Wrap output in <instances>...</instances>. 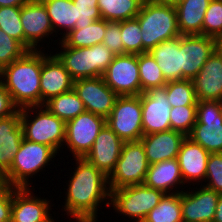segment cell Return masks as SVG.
Returning <instances> with one entry per match:
<instances>
[{"label": "cell", "mask_w": 222, "mask_h": 222, "mask_svg": "<svg viewBox=\"0 0 222 222\" xmlns=\"http://www.w3.org/2000/svg\"><path fill=\"white\" fill-rule=\"evenodd\" d=\"M220 194L204 186L181 192L183 222H213Z\"/></svg>", "instance_id": "cell-18"}, {"label": "cell", "mask_w": 222, "mask_h": 222, "mask_svg": "<svg viewBox=\"0 0 222 222\" xmlns=\"http://www.w3.org/2000/svg\"><path fill=\"white\" fill-rule=\"evenodd\" d=\"M23 139L20 110L0 118V172L4 176L10 169Z\"/></svg>", "instance_id": "cell-24"}, {"label": "cell", "mask_w": 222, "mask_h": 222, "mask_svg": "<svg viewBox=\"0 0 222 222\" xmlns=\"http://www.w3.org/2000/svg\"><path fill=\"white\" fill-rule=\"evenodd\" d=\"M215 51V38L204 35H181L182 80H192Z\"/></svg>", "instance_id": "cell-16"}, {"label": "cell", "mask_w": 222, "mask_h": 222, "mask_svg": "<svg viewBox=\"0 0 222 222\" xmlns=\"http://www.w3.org/2000/svg\"><path fill=\"white\" fill-rule=\"evenodd\" d=\"M197 122V106L171 107L170 129L188 136Z\"/></svg>", "instance_id": "cell-37"}, {"label": "cell", "mask_w": 222, "mask_h": 222, "mask_svg": "<svg viewBox=\"0 0 222 222\" xmlns=\"http://www.w3.org/2000/svg\"><path fill=\"white\" fill-rule=\"evenodd\" d=\"M164 193L145 184H137L112 190L110 205L118 214L143 222L147 214L159 204Z\"/></svg>", "instance_id": "cell-7"}, {"label": "cell", "mask_w": 222, "mask_h": 222, "mask_svg": "<svg viewBox=\"0 0 222 222\" xmlns=\"http://www.w3.org/2000/svg\"><path fill=\"white\" fill-rule=\"evenodd\" d=\"M76 7L75 28H84L94 21L102 19L98 0H72Z\"/></svg>", "instance_id": "cell-40"}, {"label": "cell", "mask_w": 222, "mask_h": 222, "mask_svg": "<svg viewBox=\"0 0 222 222\" xmlns=\"http://www.w3.org/2000/svg\"><path fill=\"white\" fill-rule=\"evenodd\" d=\"M144 0H98L102 19L121 22L136 18Z\"/></svg>", "instance_id": "cell-31"}, {"label": "cell", "mask_w": 222, "mask_h": 222, "mask_svg": "<svg viewBox=\"0 0 222 222\" xmlns=\"http://www.w3.org/2000/svg\"><path fill=\"white\" fill-rule=\"evenodd\" d=\"M213 222H222V194H220Z\"/></svg>", "instance_id": "cell-46"}, {"label": "cell", "mask_w": 222, "mask_h": 222, "mask_svg": "<svg viewBox=\"0 0 222 222\" xmlns=\"http://www.w3.org/2000/svg\"><path fill=\"white\" fill-rule=\"evenodd\" d=\"M139 96L142 105L143 135L169 130L171 106L167 100L165 86L150 89Z\"/></svg>", "instance_id": "cell-15"}, {"label": "cell", "mask_w": 222, "mask_h": 222, "mask_svg": "<svg viewBox=\"0 0 222 222\" xmlns=\"http://www.w3.org/2000/svg\"><path fill=\"white\" fill-rule=\"evenodd\" d=\"M27 51L18 40L0 29V71L16 59L21 58Z\"/></svg>", "instance_id": "cell-39"}, {"label": "cell", "mask_w": 222, "mask_h": 222, "mask_svg": "<svg viewBox=\"0 0 222 222\" xmlns=\"http://www.w3.org/2000/svg\"><path fill=\"white\" fill-rule=\"evenodd\" d=\"M186 135L175 130L143 135L142 142L149 165L178 157Z\"/></svg>", "instance_id": "cell-22"}, {"label": "cell", "mask_w": 222, "mask_h": 222, "mask_svg": "<svg viewBox=\"0 0 222 222\" xmlns=\"http://www.w3.org/2000/svg\"><path fill=\"white\" fill-rule=\"evenodd\" d=\"M43 107L65 123L86 111L74 89L49 99Z\"/></svg>", "instance_id": "cell-30"}, {"label": "cell", "mask_w": 222, "mask_h": 222, "mask_svg": "<svg viewBox=\"0 0 222 222\" xmlns=\"http://www.w3.org/2000/svg\"><path fill=\"white\" fill-rule=\"evenodd\" d=\"M143 222H183L181 193L164 194L159 204L147 214Z\"/></svg>", "instance_id": "cell-32"}, {"label": "cell", "mask_w": 222, "mask_h": 222, "mask_svg": "<svg viewBox=\"0 0 222 222\" xmlns=\"http://www.w3.org/2000/svg\"><path fill=\"white\" fill-rule=\"evenodd\" d=\"M209 155L206 149L186 136L177 157L184 184L192 181L193 185L195 181H197L195 184L200 181L205 184L202 181L206 177Z\"/></svg>", "instance_id": "cell-23"}, {"label": "cell", "mask_w": 222, "mask_h": 222, "mask_svg": "<svg viewBox=\"0 0 222 222\" xmlns=\"http://www.w3.org/2000/svg\"><path fill=\"white\" fill-rule=\"evenodd\" d=\"M107 21L100 19L84 28H75L60 39L61 47L84 48L103 42Z\"/></svg>", "instance_id": "cell-29"}, {"label": "cell", "mask_w": 222, "mask_h": 222, "mask_svg": "<svg viewBox=\"0 0 222 222\" xmlns=\"http://www.w3.org/2000/svg\"><path fill=\"white\" fill-rule=\"evenodd\" d=\"M73 89L83 102L85 110L104 117L111 114L119 97L104 81L103 77L74 80Z\"/></svg>", "instance_id": "cell-13"}, {"label": "cell", "mask_w": 222, "mask_h": 222, "mask_svg": "<svg viewBox=\"0 0 222 222\" xmlns=\"http://www.w3.org/2000/svg\"><path fill=\"white\" fill-rule=\"evenodd\" d=\"M149 163L142 142L130 141L122 145L120 158L108 177L110 191L144 184Z\"/></svg>", "instance_id": "cell-8"}, {"label": "cell", "mask_w": 222, "mask_h": 222, "mask_svg": "<svg viewBox=\"0 0 222 222\" xmlns=\"http://www.w3.org/2000/svg\"><path fill=\"white\" fill-rule=\"evenodd\" d=\"M142 34L139 21L136 18L121 21V40L124 54L143 53Z\"/></svg>", "instance_id": "cell-36"}, {"label": "cell", "mask_w": 222, "mask_h": 222, "mask_svg": "<svg viewBox=\"0 0 222 222\" xmlns=\"http://www.w3.org/2000/svg\"><path fill=\"white\" fill-rule=\"evenodd\" d=\"M102 77L118 96L141 94L138 55L136 54L116 55Z\"/></svg>", "instance_id": "cell-12"}, {"label": "cell", "mask_w": 222, "mask_h": 222, "mask_svg": "<svg viewBox=\"0 0 222 222\" xmlns=\"http://www.w3.org/2000/svg\"><path fill=\"white\" fill-rule=\"evenodd\" d=\"M136 19L141 28L143 53L149 52L163 41L181 36L175 6L144 0Z\"/></svg>", "instance_id": "cell-3"}, {"label": "cell", "mask_w": 222, "mask_h": 222, "mask_svg": "<svg viewBox=\"0 0 222 222\" xmlns=\"http://www.w3.org/2000/svg\"><path fill=\"white\" fill-rule=\"evenodd\" d=\"M103 45L116 55H124V45L121 40V22L107 21Z\"/></svg>", "instance_id": "cell-42"}, {"label": "cell", "mask_w": 222, "mask_h": 222, "mask_svg": "<svg viewBox=\"0 0 222 222\" xmlns=\"http://www.w3.org/2000/svg\"><path fill=\"white\" fill-rule=\"evenodd\" d=\"M12 187L7 183L0 188V222H11Z\"/></svg>", "instance_id": "cell-43"}, {"label": "cell", "mask_w": 222, "mask_h": 222, "mask_svg": "<svg viewBox=\"0 0 222 222\" xmlns=\"http://www.w3.org/2000/svg\"><path fill=\"white\" fill-rule=\"evenodd\" d=\"M161 68L165 80H182L181 36L163 41L149 51Z\"/></svg>", "instance_id": "cell-26"}, {"label": "cell", "mask_w": 222, "mask_h": 222, "mask_svg": "<svg viewBox=\"0 0 222 222\" xmlns=\"http://www.w3.org/2000/svg\"><path fill=\"white\" fill-rule=\"evenodd\" d=\"M202 35L217 39L222 35V0H211L205 12Z\"/></svg>", "instance_id": "cell-38"}, {"label": "cell", "mask_w": 222, "mask_h": 222, "mask_svg": "<svg viewBox=\"0 0 222 222\" xmlns=\"http://www.w3.org/2000/svg\"><path fill=\"white\" fill-rule=\"evenodd\" d=\"M17 110L10 94L0 81V118L13 115Z\"/></svg>", "instance_id": "cell-44"}, {"label": "cell", "mask_w": 222, "mask_h": 222, "mask_svg": "<svg viewBox=\"0 0 222 222\" xmlns=\"http://www.w3.org/2000/svg\"><path fill=\"white\" fill-rule=\"evenodd\" d=\"M216 50L222 56V35L216 39Z\"/></svg>", "instance_id": "cell-48"}, {"label": "cell", "mask_w": 222, "mask_h": 222, "mask_svg": "<svg viewBox=\"0 0 222 222\" xmlns=\"http://www.w3.org/2000/svg\"><path fill=\"white\" fill-rule=\"evenodd\" d=\"M211 0H183L176 6L181 35H202L205 12Z\"/></svg>", "instance_id": "cell-27"}, {"label": "cell", "mask_w": 222, "mask_h": 222, "mask_svg": "<svg viewBox=\"0 0 222 222\" xmlns=\"http://www.w3.org/2000/svg\"><path fill=\"white\" fill-rule=\"evenodd\" d=\"M197 101H222V56L216 50L192 79Z\"/></svg>", "instance_id": "cell-21"}, {"label": "cell", "mask_w": 222, "mask_h": 222, "mask_svg": "<svg viewBox=\"0 0 222 222\" xmlns=\"http://www.w3.org/2000/svg\"><path fill=\"white\" fill-rule=\"evenodd\" d=\"M41 50L27 51L21 58L0 71V81L19 110L41 106L40 75L43 62Z\"/></svg>", "instance_id": "cell-2"}, {"label": "cell", "mask_w": 222, "mask_h": 222, "mask_svg": "<svg viewBox=\"0 0 222 222\" xmlns=\"http://www.w3.org/2000/svg\"><path fill=\"white\" fill-rule=\"evenodd\" d=\"M188 137L209 153L222 152V101H197V122Z\"/></svg>", "instance_id": "cell-9"}, {"label": "cell", "mask_w": 222, "mask_h": 222, "mask_svg": "<svg viewBox=\"0 0 222 222\" xmlns=\"http://www.w3.org/2000/svg\"><path fill=\"white\" fill-rule=\"evenodd\" d=\"M144 184L150 188L160 190L164 194L181 193L183 190H177V186L185 184L178 159H169L149 165Z\"/></svg>", "instance_id": "cell-25"}, {"label": "cell", "mask_w": 222, "mask_h": 222, "mask_svg": "<svg viewBox=\"0 0 222 222\" xmlns=\"http://www.w3.org/2000/svg\"><path fill=\"white\" fill-rule=\"evenodd\" d=\"M106 125L102 116L85 111L66 122L65 143L74 158H84L100 130Z\"/></svg>", "instance_id": "cell-11"}, {"label": "cell", "mask_w": 222, "mask_h": 222, "mask_svg": "<svg viewBox=\"0 0 222 222\" xmlns=\"http://www.w3.org/2000/svg\"><path fill=\"white\" fill-rule=\"evenodd\" d=\"M47 9L53 31L64 30L62 38L76 25V7L72 0H41ZM62 28V29H61ZM60 29V30H57ZM57 30V31H56Z\"/></svg>", "instance_id": "cell-28"}, {"label": "cell", "mask_w": 222, "mask_h": 222, "mask_svg": "<svg viewBox=\"0 0 222 222\" xmlns=\"http://www.w3.org/2000/svg\"><path fill=\"white\" fill-rule=\"evenodd\" d=\"M74 80L59 59L50 53L44 54L40 75L41 106L49 99L73 89Z\"/></svg>", "instance_id": "cell-20"}, {"label": "cell", "mask_w": 222, "mask_h": 222, "mask_svg": "<svg viewBox=\"0 0 222 222\" xmlns=\"http://www.w3.org/2000/svg\"><path fill=\"white\" fill-rule=\"evenodd\" d=\"M204 182L202 186L222 194V152L210 153Z\"/></svg>", "instance_id": "cell-41"}, {"label": "cell", "mask_w": 222, "mask_h": 222, "mask_svg": "<svg viewBox=\"0 0 222 222\" xmlns=\"http://www.w3.org/2000/svg\"><path fill=\"white\" fill-rule=\"evenodd\" d=\"M6 184L4 176L0 172V188L3 187Z\"/></svg>", "instance_id": "cell-49"}, {"label": "cell", "mask_w": 222, "mask_h": 222, "mask_svg": "<svg viewBox=\"0 0 222 222\" xmlns=\"http://www.w3.org/2000/svg\"><path fill=\"white\" fill-rule=\"evenodd\" d=\"M165 91L171 107L197 106L195 89L190 79L168 81Z\"/></svg>", "instance_id": "cell-34"}, {"label": "cell", "mask_w": 222, "mask_h": 222, "mask_svg": "<svg viewBox=\"0 0 222 222\" xmlns=\"http://www.w3.org/2000/svg\"><path fill=\"white\" fill-rule=\"evenodd\" d=\"M75 159L77 166L67 183L63 208L77 222H96L100 203L106 201L110 206L108 177L85 158Z\"/></svg>", "instance_id": "cell-1"}, {"label": "cell", "mask_w": 222, "mask_h": 222, "mask_svg": "<svg viewBox=\"0 0 222 222\" xmlns=\"http://www.w3.org/2000/svg\"><path fill=\"white\" fill-rule=\"evenodd\" d=\"M141 93L150 89L164 87L165 80L161 68L149 52L138 54Z\"/></svg>", "instance_id": "cell-33"}, {"label": "cell", "mask_w": 222, "mask_h": 222, "mask_svg": "<svg viewBox=\"0 0 222 222\" xmlns=\"http://www.w3.org/2000/svg\"><path fill=\"white\" fill-rule=\"evenodd\" d=\"M20 18L24 30V47L28 51L39 50L43 38H48L49 35L54 33L43 2L41 0H30L25 3L21 7Z\"/></svg>", "instance_id": "cell-14"}, {"label": "cell", "mask_w": 222, "mask_h": 222, "mask_svg": "<svg viewBox=\"0 0 222 222\" xmlns=\"http://www.w3.org/2000/svg\"><path fill=\"white\" fill-rule=\"evenodd\" d=\"M157 2L169 5V6H177L178 4H180L183 0H155Z\"/></svg>", "instance_id": "cell-47"}, {"label": "cell", "mask_w": 222, "mask_h": 222, "mask_svg": "<svg viewBox=\"0 0 222 222\" xmlns=\"http://www.w3.org/2000/svg\"><path fill=\"white\" fill-rule=\"evenodd\" d=\"M20 15L21 7H0V29L24 46V30Z\"/></svg>", "instance_id": "cell-35"}, {"label": "cell", "mask_w": 222, "mask_h": 222, "mask_svg": "<svg viewBox=\"0 0 222 222\" xmlns=\"http://www.w3.org/2000/svg\"><path fill=\"white\" fill-rule=\"evenodd\" d=\"M56 154L52 147L23 138L11 169L4 175L5 182L15 188H30L29 178L50 165Z\"/></svg>", "instance_id": "cell-6"}, {"label": "cell", "mask_w": 222, "mask_h": 222, "mask_svg": "<svg viewBox=\"0 0 222 222\" xmlns=\"http://www.w3.org/2000/svg\"><path fill=\"white\" fill-rule=\"evenodd\" d=\"M123 143L124 142L105 125L100 130L90 151L84 158L109 177L120 158Z\"/></svg>", "instance_id": "cell-19"}, {"label": "cell", "mask_w": 222, "mask_h": 222, "mask_svg": "<svg viewBox=\"0 0 222 222\" xmlns=\"http://www.w3.org/2000/svg\"><path fill=\"white\" fill-rule=\"evenodd\" d=\"M106 125L123 142L139 141L143 136L140 96H119Z\"/></svg>", "instance_id": "cell-10"}, {"label": "cell", "mask_w": 222, "mask_h": 222, "mask_svg": "<svg viewBox=\"0 0 222 222\" xmlns=\"http://www.w3.org/2000/svg\"><path fill=\"white\" fill-rule=\"evenodd\" d=\"M29 1L30 0H0V7L4 6L22 7L25 3Z\"/></svg>", "instance_id": "cell-45"}, {"label": "cell", "mask_w": 222, "mask_h": 222, "mask_svg": "<svg viewBox=\"0 0 222 222\" xmlns=\"http://www.w3.org/2000/svg\"><path fill=\"white\" fill-rule=\"evenodd\" d=\"M30 188L12 187L11 222H52L50 201L32 195Z\"/></svg>", "instance_id": "cell-17"}, {"label": "cell", "mask_w": 222, "mask_h": 222, "mask_svg": "<svg viewBox=\"0 0 222 222\" xmlns=\"http://www.w3.org/2000/svg\"><path fill=\"white\" fill-rule=\"evenodd\" d=\"M54 55L59 59L73 80L102 77L107 67L115 58L108 47L95 44L92 47H61Z\"/></svg>", "instance_id": "cell-4"}, {"label": "cell", "mask_w": 222, "mask_h": 222, "mask_svg": "<svg viewBox=\"0 0 222 222\" xmlns=\"http://www.w3.org/2000/svg\"><path fill=\"white\" fill-rule=\"evenodd\" d=\"M20 125L26 140L52 147L57 153L64 145L66 123L43 106L20 109Z\"/></svg>", "instance_id": "cell-5"}]
</instances>
